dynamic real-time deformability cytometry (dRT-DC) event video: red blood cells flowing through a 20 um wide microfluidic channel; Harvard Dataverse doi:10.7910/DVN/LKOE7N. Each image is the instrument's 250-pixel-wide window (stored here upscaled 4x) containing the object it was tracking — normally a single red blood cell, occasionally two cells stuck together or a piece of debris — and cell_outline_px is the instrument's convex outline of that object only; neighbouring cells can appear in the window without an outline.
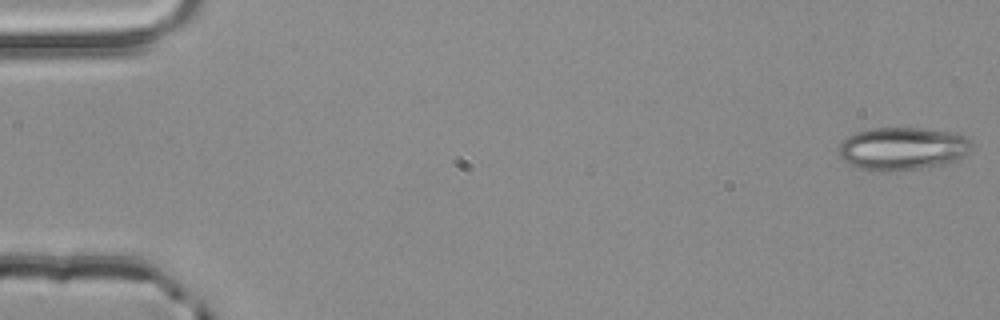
{"species": "common noctule bat (a hibernating species)", "species_latin": "Nyctalus noctula", "temperature_condition": "room temperature", "stored_images_in_passage": 55, "camera_frame_rate_fps": 3000, "um_per_image_px": 0.085, "animal": {"sex": "male", "body_mass_g": 20.4}, "frame": {"image": 1, "passage_image": 1, "time_ms": 0.0, "image_size_px": [1000, 320], "cell_outline_px": [[972, 148], [964, 156], [956, 160], [944, 164], [900, 172], [884, 172], [860, 168], [848, 164], [840, 156], [836, 148], [836, 144], [848, 136], [856, 132], [872, 128], [924, 128], [948, 132], [964, 136], [972, 144]], "centroid_in_image_um": [76.65, 12.65], "position_along_channel_um": 8.3, "area_um2": 33.64}}
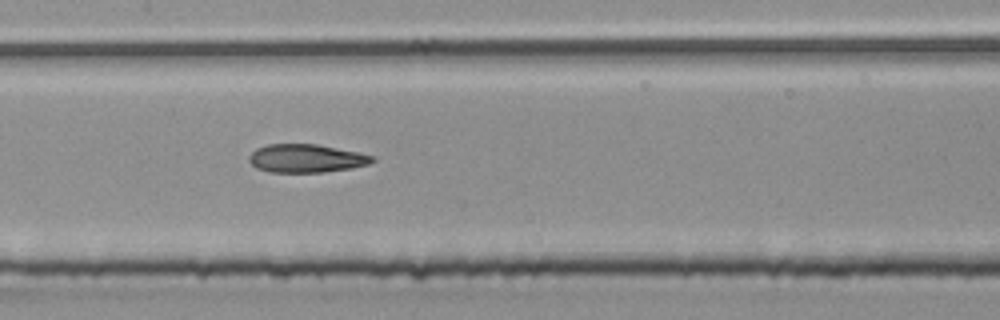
{"frame": {"image": 2, "passage_image": 27, "time_ms": 8.667, "image_size_px": [1000, 320], "cell_outline_px": [[376, 160], [368, 164], [352, 168], [324, 172], [268, 172], [256, 168], [248, 160], [248, 156], [256, 148], [268, 144], [316, 144], [360, 152], [372, 156]], "centroid_in_image_um": [26.01, 13.46], "position_along_channel_um": 181.4, "area_um2": 20.4}}
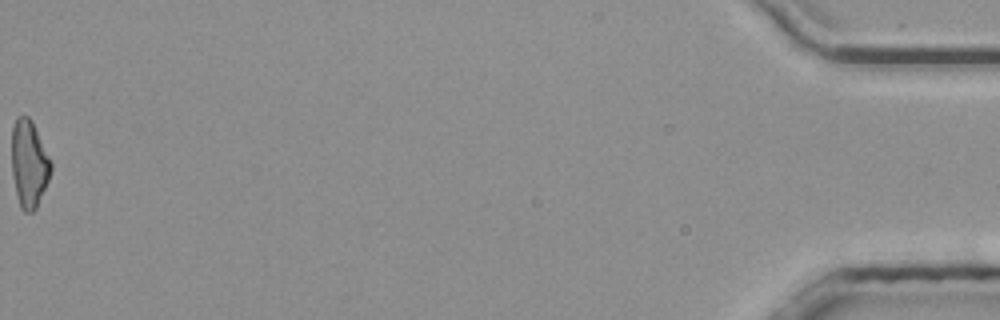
{"frame": {"image": 3, "passage_image": 55, "time_ms": 18.0, "image_size_px": [1000, 320], "cell_outline_px": [[52, 168], [48, 180], [36, 208], [32, 212], [24, 212], [20, 208], [16, 192], [12, 172], [12, 128], [16, 116], [28, 116], [32, 120], [52, 160]], "centroid_in_image_um": [2.48, 13.89], "position_along_channel_um": 432.7, "area_um2": 20.06}, "authors_computed_cell_mechanics": {"area_um2": 20.7502, "velocity_mm_per_s": 3.8596, "shape_relaxation_time_tau1_ms": 10.7495, "shape_relaxation_time_tau2_ms": 4.4726, "deformation_change_tau1": 0.2357, "deformation_change_tau2": 0.1494}}